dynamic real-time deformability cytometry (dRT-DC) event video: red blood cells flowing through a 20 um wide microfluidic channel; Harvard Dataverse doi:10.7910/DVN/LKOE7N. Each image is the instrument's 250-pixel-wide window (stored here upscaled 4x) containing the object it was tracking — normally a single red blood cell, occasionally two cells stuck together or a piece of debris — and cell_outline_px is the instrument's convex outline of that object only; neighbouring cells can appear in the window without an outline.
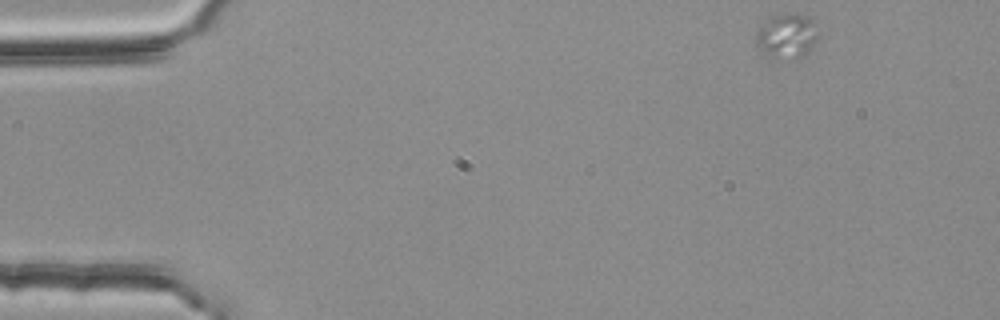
{"species": "common noctule bat (a hibernating species)", "species_latin": "Nyctalus noctula", "temperature_condition": "room temperature", "stored_images_in_passage": 17, "camera_frame_rate_fps": 3000, "um_per_image_px": 0.085, "animal": {"sex": "female", "body_mass_g": 25.1}, "frame": {"image": 1, "passage_image": 1, "time_ms": 0.0, "image_size_px": [1000, 320], "cell_outline_px": [[816, 36], [812, 48], [808, 52], [800, 56], [768, 56], [760, 52], [756, 44], [756, 32], [760, 24], [772, 16], [780, 12], [796, 12], [812, 16], [816, 20]], "centroid_in_image_um": [66.87, 2.95], "position_along_channel_um": 18.1, "area_um2": 16.36}}
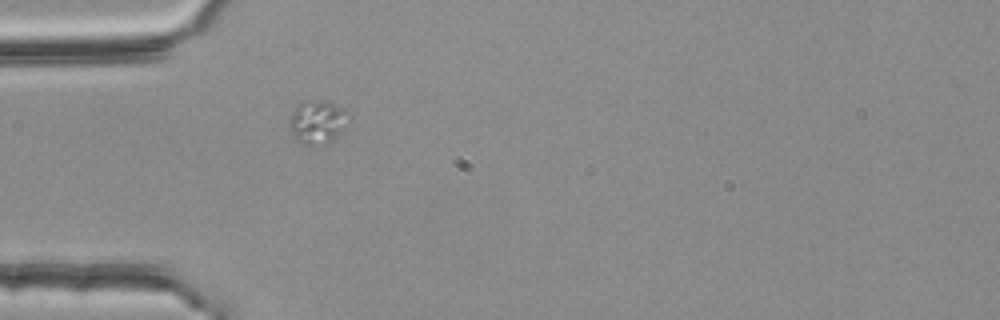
{"frame": {"image": 2, "passage_image": 12, "time_ms": 3.667, "image_size_px": [1000, 320], "cell_outline_px": [[352, 116], [344, 128], [328, 144], [308, 148], [296, 140], [288, 128], [288, 120], [296, 108], [304, 100], [328, 100]], "centroid_in_image_um": [26.96, 10.41], "position_along_channel_um": 58.0, "area_um2": 15.43}}